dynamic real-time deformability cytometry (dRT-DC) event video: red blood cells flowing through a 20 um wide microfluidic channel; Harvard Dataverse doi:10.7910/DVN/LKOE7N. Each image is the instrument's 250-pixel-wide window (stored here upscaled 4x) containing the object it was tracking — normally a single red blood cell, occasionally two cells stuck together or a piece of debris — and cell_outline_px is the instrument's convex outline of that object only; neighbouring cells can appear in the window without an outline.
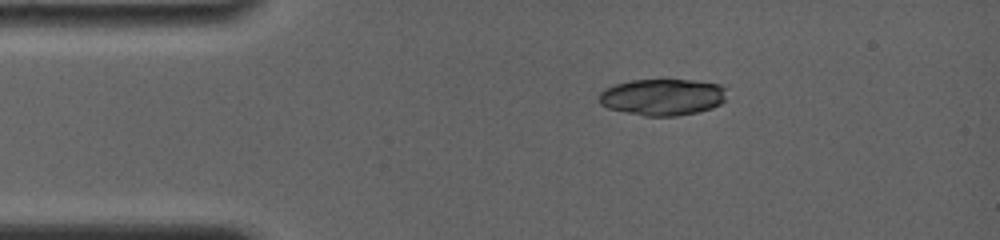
{"species": "common noctule bat (a hibernating species)", "species_latin": "Nyctalus noctula", "temperature_condition": "room temperature", "stored_images_in_passage": 8, "camera_frame_rate_fps": 4000, "um_per_image_px": 0.085, "animal": {"sex": "female", "body_mass_g": 19.0, "forearm_length_mm": 56.7}, "frame": {"image": 1, "passage_image": 1, "time_ms": 0.0, "image_size_px": [1000, 240], "cell_outline_px": [[724, 100], [720, 104], [712, 108], [696, 112], [676, 116], [644, 116], [608, 108], [600, 104], [600, 92], [604, 88], [616, 84], [632, 80], [696, 80], [720, 84], [724, 88]], "centroid_in_image_um": [56.3, 8.25], "position_along_channel_um": 28.7, "area_um2": 27.11}}